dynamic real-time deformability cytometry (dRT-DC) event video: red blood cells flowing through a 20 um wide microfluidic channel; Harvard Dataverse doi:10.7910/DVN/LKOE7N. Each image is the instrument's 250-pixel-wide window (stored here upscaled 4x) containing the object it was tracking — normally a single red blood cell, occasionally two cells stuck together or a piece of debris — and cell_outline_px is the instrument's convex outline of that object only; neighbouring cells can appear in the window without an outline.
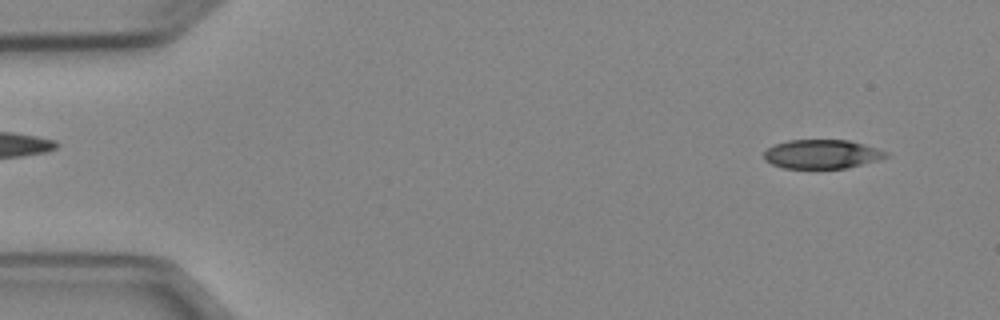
{"species": "Egyptian fruit bat (a non-hibernating species)", "species_latin": "Rousettus aegyptiacus", "temperature_condition": "cold", "stored_images_in_passage": 50, "camera_frame_rate_fps": 3000, "um_per_image_px": 0.085, "animal": {"sex": "female"}, "frame": {"image": 1, "passage_image": 3, "time_ms": 0.667, "image_size_px": [1000, 320], "cell_outline_px": [[892, 156], [880, 160], [848, 168], [784, 168], [772, 164], [764, 160], [764, 152], [768, 148], [776, 144], [788, 140], [848, 140], [864, 144], [888, 152]], "centroid_in_image_um": [69.91, 13.1], "position_along_channel_um": 15.1, "area_um2": 20.75}}
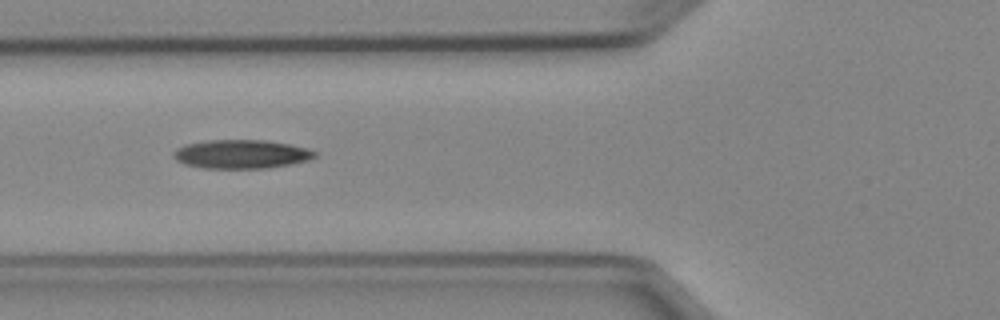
{"frame": {"image": 2, "passage_image": 18, "time_ms": 5.667, "image_size_px": [1000, 320], "cell_outline_px": [[316, 156], [308, 160], [288, 164], [264, 168], [204, 168], [184, 164], [176, 160], [172, 156], [172, 152], [176, 148], [184, 144], [208, 140], [264, 140], [288, 144], [308, 148], [316, 152]], "centroid_in_image_um": [20.45, 13.09], "position_along_channel_um": 105.4, "area_um2": 23.64}}
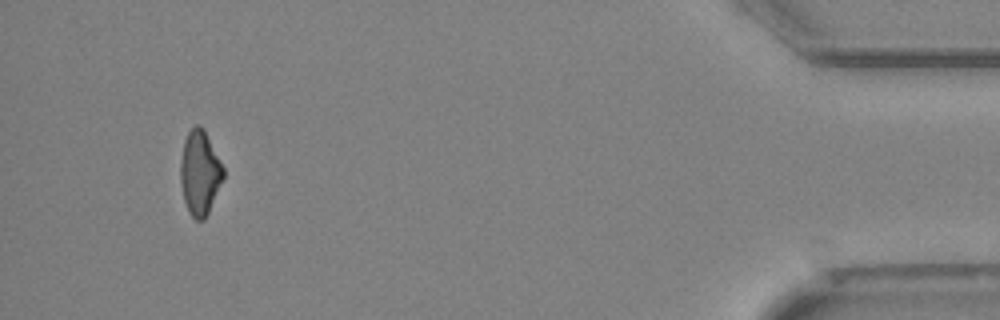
{"frame": {"image": 3, "passage_image": 47, "time_ms": 15.333, "image_size_px": [1000, 320], "cell_outline_px": [[224, 176], [208, 212], [204, 220], [196, 220], [188, 212], [184, 200], [180, 180], [180, 160], [184, 140], [188, 132], [196, 124], [200, 124], [204, 128], [224, 168]], "centroid_in_image_um": [16.97, 14.66], "position_along_channel_um": 418.2, "area_um2": 21.04}, "authors_computed_cell_mechanics": {"area_um2": 22.1085, "velocity_mm_per_s": 3.9662, "shape_relaxation_time_tau1_ms": 8.631, "shape_relaxation_time_tau2_ms": 11.2749, "deformation_change_tau1": 0.1981, "deformation_change_tau2": 0.2607}}